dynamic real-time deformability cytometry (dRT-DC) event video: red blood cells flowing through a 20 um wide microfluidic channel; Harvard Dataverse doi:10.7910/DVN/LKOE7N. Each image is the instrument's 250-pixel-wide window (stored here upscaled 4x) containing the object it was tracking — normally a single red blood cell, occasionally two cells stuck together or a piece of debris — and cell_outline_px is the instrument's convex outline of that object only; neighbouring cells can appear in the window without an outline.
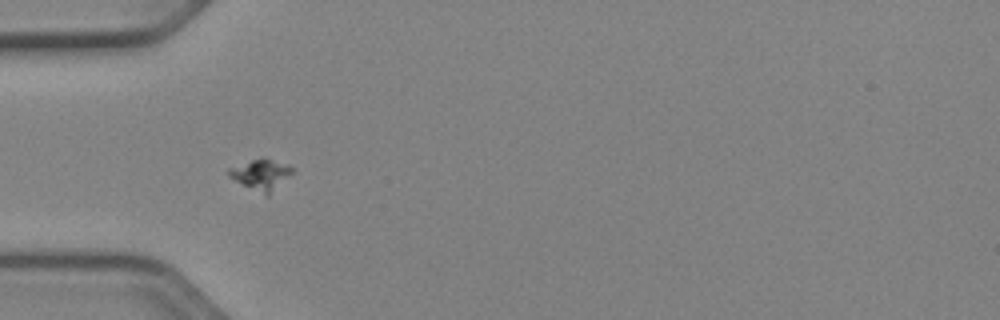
{"species": "Egyptian fruit bat (a non-hibernating species)", "species_latin": "Rousettus aegyptiacus", "temperature_condition": "cold", "stored_images_in_passage": 37, "camera_frame_rate_fps": 3000, "um_per_image_px": 0.085, "animal": {"sex": "female"}, "frame": {"image": 1, "passage_image": 1, "time_ms": 0.0, "image_size_px": [1000, 320], "cell_outline_px": [[292, 172], [268, 196], [264, 196], [228, 176], [228, 168], [252, 160], [268, 160], [288, 164], [292, 168]], "centroid_in_image_um": [22.16, 14.88], "position_along_channel_um": 62.8, "area_um2": 10.81}}
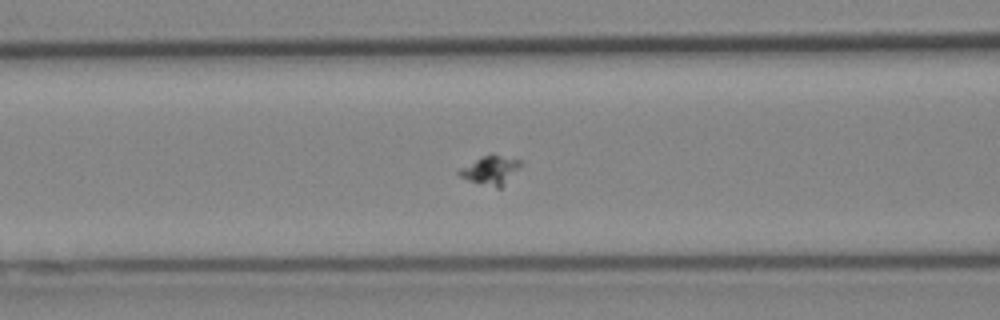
{"frame": {"image": 2, "passage_image": 6, "time_ms": 1.667, "image_size_px": [1000, 320], "cell_outline_px": [[524, 164], [500, 188], [496, 188], [468, 180], [460, 176], [456, 172], [460, 168], [492, 152], [520, 160]], "centroid_in_image_um": [41.74, 14.44], "position_along_channel_um": 124.9, "area_um2": 10.35}}
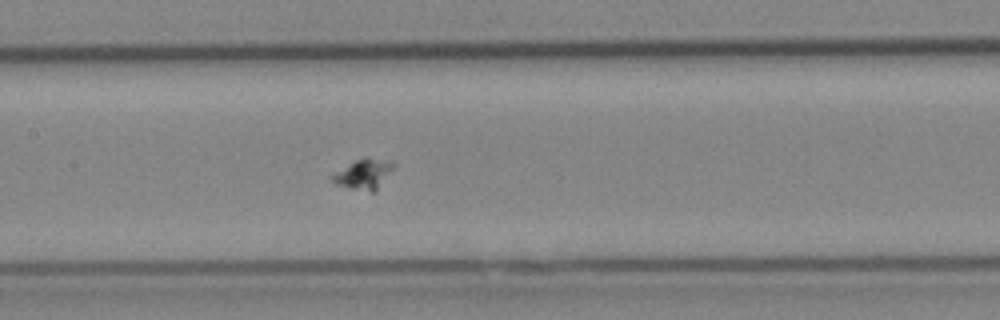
{"frame": {"image": 3, "passage_image": 10, "time_ms": 3.0, "image_size_px": [1000, 320], "cell_outline_px": [[392, 168], [376, 192], [372, 192], [352, 188], [336, 184], [332, 180], [332, 176], [336, 172], [356, 160], [364, 156], [388, 160], [392, 164]], "centroid_in_image_um": [30.92, 14.79], "position_along_channel_um": 176.5, "area_um2": 10.35}}